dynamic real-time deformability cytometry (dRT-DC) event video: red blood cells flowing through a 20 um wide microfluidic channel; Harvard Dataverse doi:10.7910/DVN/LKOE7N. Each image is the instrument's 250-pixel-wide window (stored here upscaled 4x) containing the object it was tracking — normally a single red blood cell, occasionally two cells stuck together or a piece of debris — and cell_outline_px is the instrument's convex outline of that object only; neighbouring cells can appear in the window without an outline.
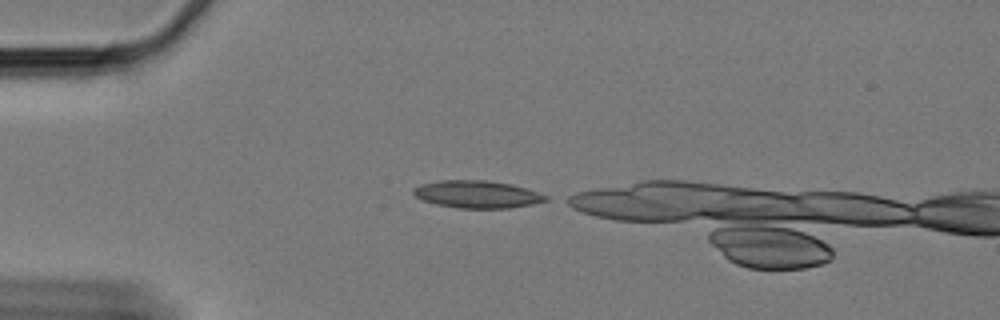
{"species": "Egyptian fruit bat (a non-hibernating species)", "species_latin": "Rousettus aegyptiacus", "temperature_condition": "cold", "stored_images_in_passage": 5, "camera_frame_rate_fps": 3000, "um_per_image_px": 0.085, "animal": {"sex": "female"}, "frame": {"image": 1, "passage_image": 1, "time_ms": 0.0, "image_size_px": [1000, 320], "cell_outline_px": [[548, 200], [532, 204], [508, 208], [456, 208], [436, 204], [424, 200], [416, 196], [412, 192], [412, 188], [420, 184], [440, 180], [488, 180], [512, 184], [548, 196]], "centroid_in_image_um": [40.52, 16.51], "position_along_channel_um": 44.5, "area_um2": 21.1}}